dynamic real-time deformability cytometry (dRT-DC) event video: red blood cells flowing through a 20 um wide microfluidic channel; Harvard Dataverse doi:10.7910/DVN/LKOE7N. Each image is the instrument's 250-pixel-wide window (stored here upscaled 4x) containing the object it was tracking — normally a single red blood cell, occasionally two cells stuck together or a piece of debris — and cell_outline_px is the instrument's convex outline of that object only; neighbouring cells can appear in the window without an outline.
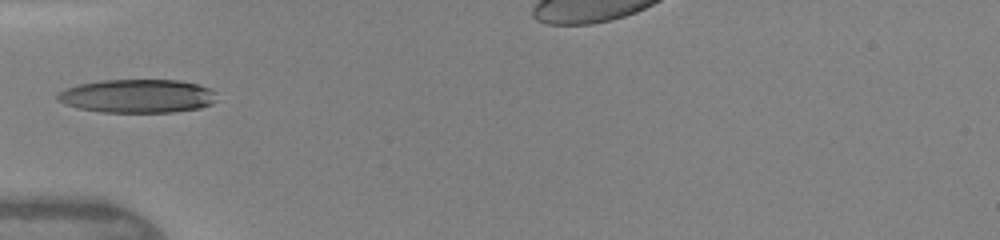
{"species": "human", "species_latin": "Homo sapiens", "temperature_condition": "warm", "stored_images_in_passage": 6, "segment_of_instrument_passage": [2, 3], "camera_frame_rate_fps": 3000, "um_per_image_px": 0.085, "donor": {"sex": "female"}, "frame": {"image": 1, "passage_image": 5, "time_ms": 4.333, "image_size_px": [1000, 240], "cell_outline_px": [[216, 100], [212, 104], [200, 108], [172, 112], [100, 112], [80, 108], [64, 104], [56, 100], [56, 96], [60, 92], [68, 88], [80, 84], [104, 80], [180, 80], [200, 84], [208, 88], [212, 92]], "centroid_in_image_um": [11.69, 8.17], "position_along_channel_um": 73.3, "area_um2": 30.98}}